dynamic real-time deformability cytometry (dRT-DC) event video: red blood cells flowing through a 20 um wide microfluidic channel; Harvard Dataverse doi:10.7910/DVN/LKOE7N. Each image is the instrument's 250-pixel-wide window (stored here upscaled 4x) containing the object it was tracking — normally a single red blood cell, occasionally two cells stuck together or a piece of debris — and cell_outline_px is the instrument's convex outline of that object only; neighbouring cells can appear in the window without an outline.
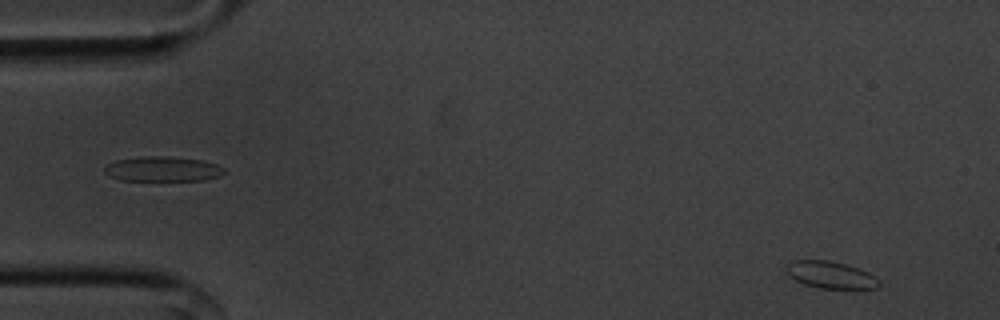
{"species": "common noctule bat (a hibernating species)", "species_latin": "Nyctalus noctula", "temperature_condition": "cold", "stored_images_in_passage": 55, "camera_frame_rate_fps": 3000, "um_per_image_px": 0.085, "animal": {"sex": "male", "body_mass_g": 20.1, "forearm_length_mm": 53.5}, "frame": {"image": 1, "passage_image": 3, "time_ms": 0.667, "image_size_px": [1000, 320], "cell_outline_px": [[880, 284], [876, 288], [820, 288], [804, 284], [796, 280], [784, 268], [792, 260], [828, 260], [844, 264], [868, 272], [876, 276], [880, 280]], "centroid_in_image_um": [70.61, 23.36], "position_along_channel_um": 14.4, "area_um2": 14.39}}
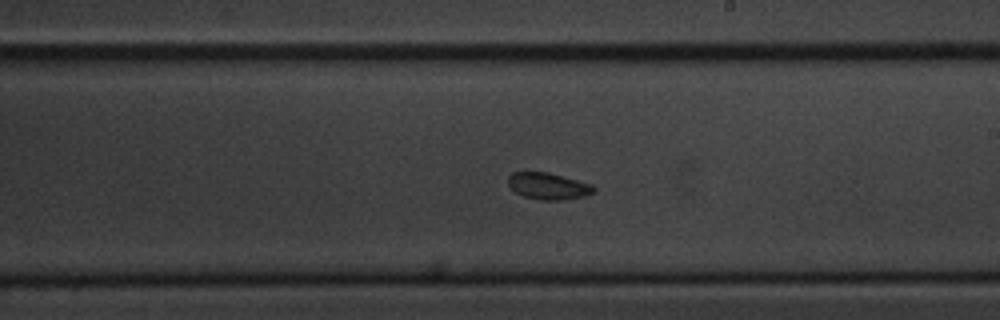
{"frame": {"image": 2, "passage_image": 31, "time_ms": 10.0, "image_size_px": [1000, 320], "cell_outline_px": [[596, 188], [592, 192], [584, 196], [564, 200], [540, 200], [524, 196], [516, 192], [508, 184], [508, 176], [512, 172], [548, 172], [564, 176], [592, 184]], "centroid_in_image_um": [46.6, 15.81], "position_along_channel_um": 242.4, "area_um2": 13.29}}
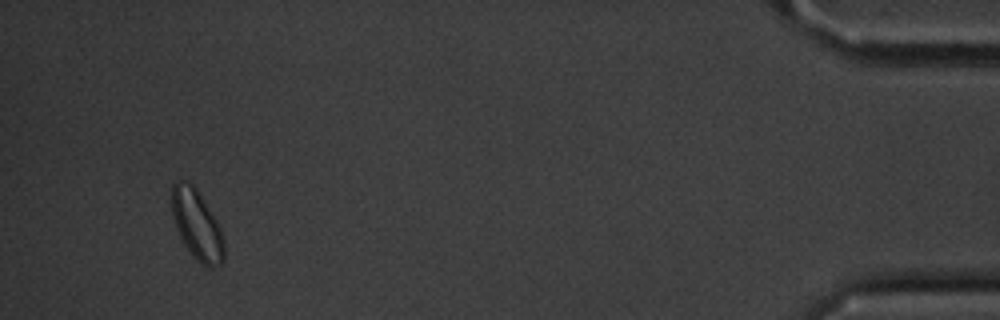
{"frame": {"image": 3, "passage_image": 52, "time_ms": 17.0, "image_size_px": [1000, 320], "cell_outline_px": [[224, 264], [212, 268], [208, 268], [200, 264], [196, 260], [184, 244], [176, 228], [172, 216], [172, 184], [180, 180], [192, 184], [196, 188], [216, 220], [220, 228], [224, 240]], "centroid_in_image_um": [16.75, 19.16], "position_along_channel_um": 418.4, "area_um2": 21.27}}